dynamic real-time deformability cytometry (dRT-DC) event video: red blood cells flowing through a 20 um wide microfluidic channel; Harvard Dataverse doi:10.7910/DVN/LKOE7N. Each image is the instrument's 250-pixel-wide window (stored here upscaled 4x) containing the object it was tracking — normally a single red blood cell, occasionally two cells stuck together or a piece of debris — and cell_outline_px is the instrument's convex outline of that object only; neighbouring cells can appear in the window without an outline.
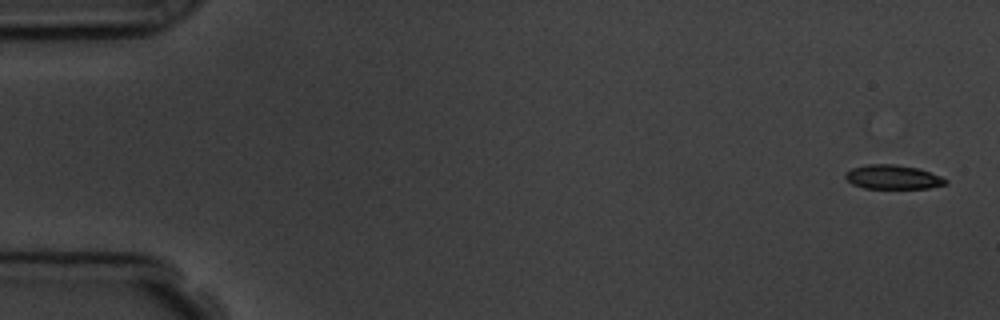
{"species": "common noctule bat (a hibernating species)", "species_latin": "Nyctalus noctula", "temperature_condition": "room temperature", "stored_images_in_passage": 6, "camera_frame_rate_fps": 3000, "um_per_image_px": 0.085, "animal": {"sex": "male", "body_mass_g": 19.5, "forearm_length_mm": 54.6}, "frame": {"image": 1, "passage_image": 1, "time_ms": 0.0, "image_size_px": [1000, 320], "cell_outline_px": [[948, 184], [928, 188], [864, 188], [852, 184], [844, 176], [852, 168], [868, 164], [896, 164], [916, 168], [940, 176], [948, 180]], "centroid_in_image_um": [75.9, 15.05], "position_along_channel_um": 9.1, "area_um2": 13.93}}